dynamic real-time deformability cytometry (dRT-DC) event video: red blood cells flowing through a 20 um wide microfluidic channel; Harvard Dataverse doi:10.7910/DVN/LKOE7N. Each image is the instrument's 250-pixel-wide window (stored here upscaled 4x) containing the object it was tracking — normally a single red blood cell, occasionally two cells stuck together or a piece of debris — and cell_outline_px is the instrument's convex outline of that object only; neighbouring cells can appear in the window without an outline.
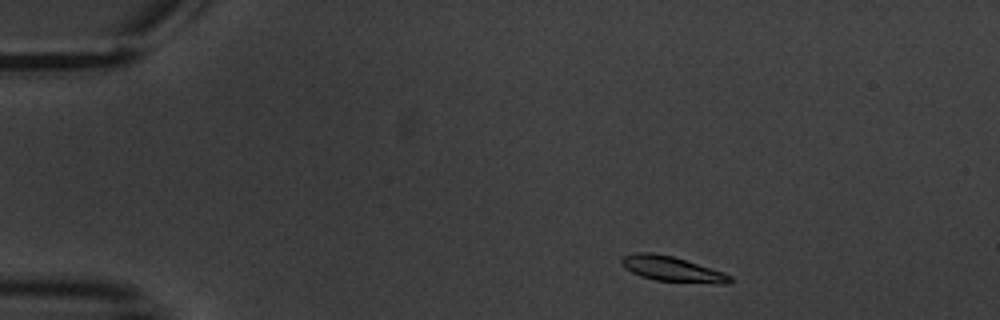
{"species": "common noctule bat (a hibernating species)", "species_latin": "Nyctalus noctula", "temperature_condition": "warm", "stored_images_in_passage": 3, "camera_frame_rate_fps": 3000, "um_per_image_px": 0.085, "animal": {"sex": "male", "body_mass_g": 20.1, "forearm_length_mm": 53.5}, "frame": {"image": 1, "passage_image": 1, "time_ms": 0.0, "image_size_px": [1000, 320], "cell_outline_px": [[736, 280], [728, 284], [716, 284], [656, 280], [640, 276], [624, 268], [620, 260], [624, 256], [636, 252], [652, 252], [672, 256], [724, 272], [732, 276]], "centroid_in_image_um": [57.17, 22.88], "position_along_channel_um": 27.8, "area_um2": 16.01}}